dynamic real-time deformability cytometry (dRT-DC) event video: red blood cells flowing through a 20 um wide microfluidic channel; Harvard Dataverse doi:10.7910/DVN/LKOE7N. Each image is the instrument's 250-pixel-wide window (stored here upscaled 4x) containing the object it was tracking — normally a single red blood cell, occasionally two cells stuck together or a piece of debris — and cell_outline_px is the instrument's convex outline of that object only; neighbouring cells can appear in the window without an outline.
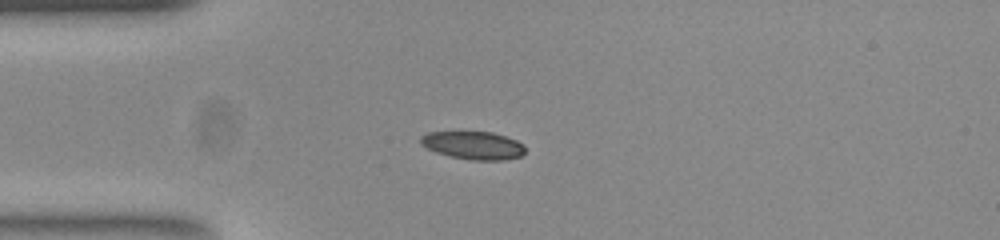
{"species": "common noctule bat (a hibernating species)", "species_latin": "Nyctalus noctula", "temperature_condition": "room temperature", "stored_images_in_passage": 40, "camera_frame_rate_fps": 3000, "um_per_image_px": 0.085, "animal": {"sex": "female", "body_mass_g": 23.0, "forearm_length_mm": 53.4}, "frame": {"image": 1, "passage_image": 1, "time_ms": 0.0, "image_size_px": [1000, 240], "cell_outline_px": [[524, 152], [520, 156], [504, 160], [472, 160], [448, 156], [436, 152], [420, 144], [420, 136], [428, 132], [492, 132], [516, 140], [524, 144]], "centroid_in_image_um": [40.21, 12.35], "position_along_channel_um": 44.8, "area_um2": 16.99}}
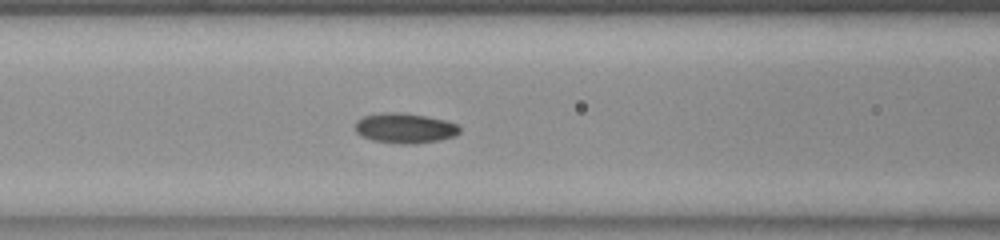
{"frame": {"image": 2, "passage_image": 9, "time_ms": 2.667, "image_size_px": [1000, 240], "cell_outline_px": [[460, 132], [456, 136], [440, 140], [412, 144], [404, 144], [372, 140], [356, 132], [356, 120], [364, 116], [380, 112], [404, 112], [444, 120], [456, 124], [460, 128]], "centroid_in_image_um": [34.42, 10.88], "position_along_channel_um": 132.2, "area_um2": 18.26}}
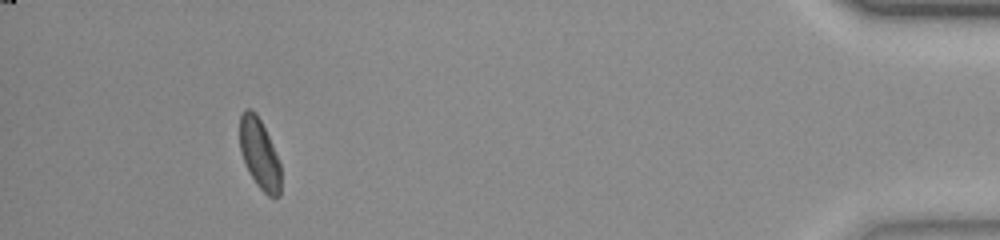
{"frame": {"image": 3, "passage_image": 36, "time_ms": 11.667, "image_size_px": [1000, 240], "cell_outline_px": [[280, 196], [268, 196], [256, 184], [240, 152], [240, 116], [244, 108], [252, 108], [256, 112], [268, 136], [280, 164]], "centroid_in_image_um": [22.04, 13.04], "position_along_channel_um": 413.2, "area_um2": 16.47}, "authors_computed_cell_mechanics": {"area_um2": 17.2822, "velocity_mm_per_s": 3.8795, "shape_relaxation_time_tau1_ms": 2.4177, "shape_relaxation_time_tau2_ms": 2.502, "deformation_change_tau1": 0.1008, "deformation_change_tau2": 0.0593}}